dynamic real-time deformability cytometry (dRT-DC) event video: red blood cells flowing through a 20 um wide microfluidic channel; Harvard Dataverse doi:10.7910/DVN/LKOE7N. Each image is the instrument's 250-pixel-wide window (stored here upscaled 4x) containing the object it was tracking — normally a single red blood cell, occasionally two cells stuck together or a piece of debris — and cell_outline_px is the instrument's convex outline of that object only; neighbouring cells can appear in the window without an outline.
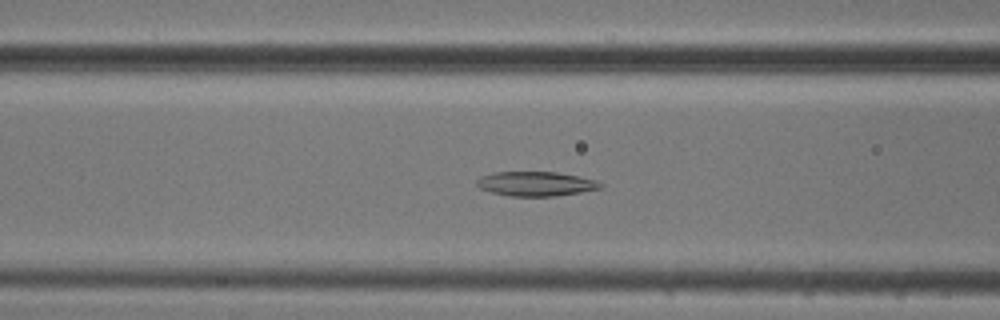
{"species": "common noctule bat (a hibernating species)", "species_latin": "Nyctalus noctula", "temperature_condition": "cold", "stored_images_in_passage": 52, "camera_frame_rate_fps": 3000, "um_per_image_px": 0.085, "animal": {"sex": "male", "body_mass_g": 20.5, "forearm_length_mm": 52.5}, "frame": {"image": 1, "passage_image": 20, "time_ms": 6.333, "image_size_px": [1000, 320], "cell_outline_px": [[604, 188], [556, 196], [508, 196], [492, 192], [480, 188], [476, 184], [476, 180], [492, 172], [556, 172], [596, 180], [604, 184]], "centroid_in_image_um": [45.57, 15.63], "position_along_channel_um": 121.0, "area_um2": 17.57}}
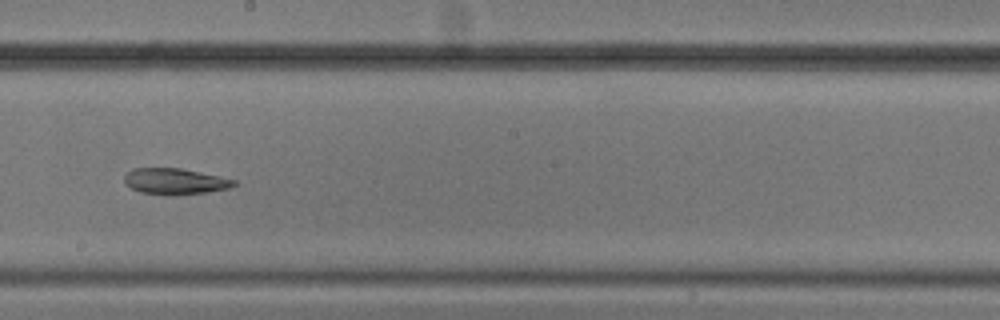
{"frame": {"image": 2, "passage_image": 29, "time_ms": 9.333, "image_size_px": [1000, 320], "cell_outline_px": [[236, 184], [228, 188], [204, 192], [140, 192], [124, 184], [124, 176], [132, 168], [180, 168], [220, 176], [236, 180]], "centroid_in_image_um": [14.85, 15.35], "position_along_channel_um": 233.4, "area_um2": 15.72}}
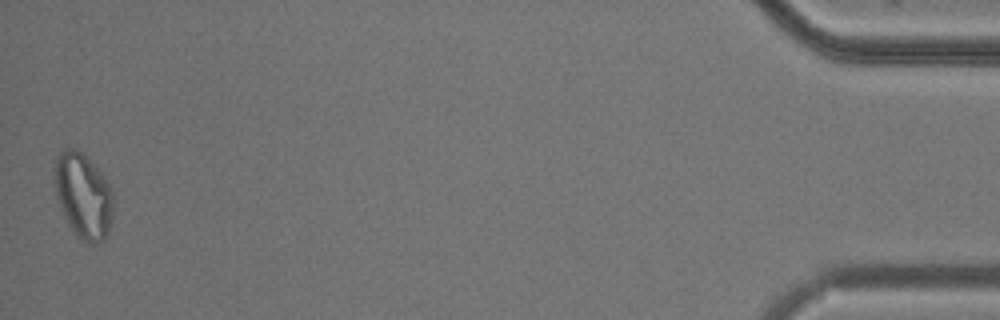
{"frame": {"image": 3, "passage_image": 52, "time_ms": 17.0, "image_size_px": [1000, 320], "cell_outline_px": [[112, 216], [108, 232], [104, 240], [96, 244], [92, 244], [76, 236], [68, 224], [60, 208], [56, 196], [56, 156], [64, 148], [76, 148], [100, 172], [112, 188]], "centroid_in_image_um": [7.08, 16.67], "position_along_channel_um": 428.1, "area_um2": 28.73}}